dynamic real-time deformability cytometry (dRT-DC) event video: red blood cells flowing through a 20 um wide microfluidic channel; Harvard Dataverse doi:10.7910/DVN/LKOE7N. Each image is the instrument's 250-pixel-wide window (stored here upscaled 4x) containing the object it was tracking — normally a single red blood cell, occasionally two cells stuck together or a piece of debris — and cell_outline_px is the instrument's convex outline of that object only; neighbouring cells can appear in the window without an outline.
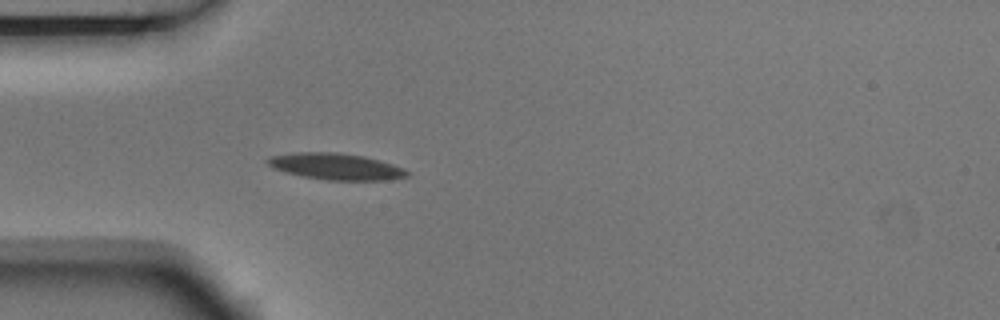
{"species": "Egyptian fruit bat (a non-hibernating species)", "species_latin": "Rousettus aegyptiacus", "temperature_condition": "room temperature", "stored_images_in_passage": 2, "camera_frame_rate_fps": 3000, "um_per_image_px": 0.085, "animal": {"sex": "male"}, "frame": {"image": 1, "passage_image": 2, "time_ms": 0.333, "image_size_px": [1000, 320], "cell_outline_px": [[408, 176], [392, 180], [328, 180], [304, 176], [284, 172], [272, 168], [264, 160], [272, 156], [296, 152], [340, 152], [364, 156], [380, 160], [404, 168], [408, 172]], "centroid_in_image_um": [28.56, 14.15], "position_along_channel_um": 56.4, "area_um2": 21.56}}